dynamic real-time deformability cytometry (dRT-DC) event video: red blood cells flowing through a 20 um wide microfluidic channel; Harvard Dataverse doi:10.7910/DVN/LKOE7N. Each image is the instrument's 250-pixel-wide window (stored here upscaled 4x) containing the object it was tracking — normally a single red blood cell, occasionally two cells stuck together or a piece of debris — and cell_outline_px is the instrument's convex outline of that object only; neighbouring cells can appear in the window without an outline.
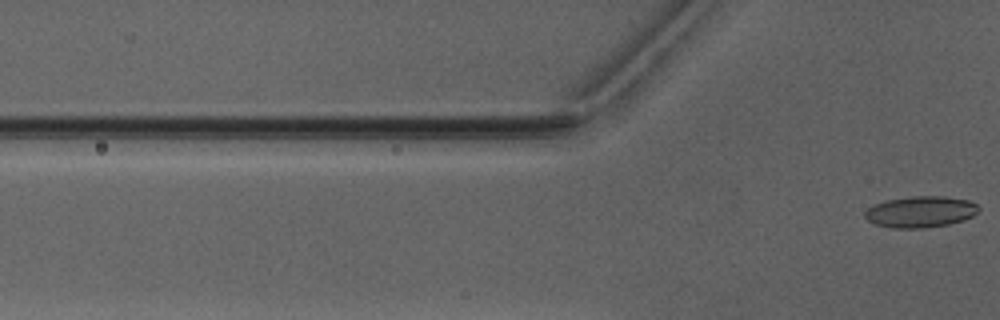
{"species": "Egyptian fruit bat (a non-hibernating species)", "species_latin": "Rousettus aegyptiacus", "temperature_condition": "warm", "stored_images_in_passage": 3, "camera_frame_rate_fps": 3000, "um_per_image_px": 0.085, "animal": {"sex": "male"}, "frame": {"image": 1, "passage_image": 3, "time_ms": 3.333, "image_size_px": [1000, 320], "cell_outline_px": [[980, 208], [972, 216], [964, 220], [948, 224], [924, 228], [892, 228], [876, 224], [868, 220], [864, 216], [864, 212], [872, 204], [888, 200], [912, 196], [944, 196], [968, 200], [976, 204]], "centroid_in_image_um": [78.23, 18.0], "position_along_channel_um": 47.6, "area_um2": 20.69}}